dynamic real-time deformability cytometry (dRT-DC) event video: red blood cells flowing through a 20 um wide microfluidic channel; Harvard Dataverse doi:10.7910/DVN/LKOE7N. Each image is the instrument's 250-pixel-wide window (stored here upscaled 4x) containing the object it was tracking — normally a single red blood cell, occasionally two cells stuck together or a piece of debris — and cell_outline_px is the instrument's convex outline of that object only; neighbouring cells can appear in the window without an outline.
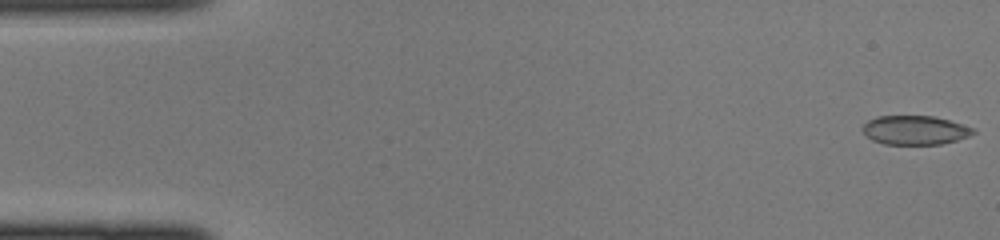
{"species": "common noctule bat (a hibernating species)", "species_latin": "Nyctalus noctula", "temperature_condition": "cold", "stored_images_in_passage": 44, "camera_frame_rate_fps": 3000, "um_per_image_px": 0.085, "animal": {"sex": "female", "body_mass_g": 22.0, "forearm_length_mm": 56.7}, "frame": {"image": 1, "passage_image": 1, "time_ms": 0.0, "image_size_px": [1000, 240], "cell_outline_px": [[976, 132], [968, 136], [956, 140], [940, 144], [884, 144], [872, 140], [864, 132], [864, 124], [868, 120], [876, 116], [936, 116], [976, 128]], "centroid_in_image_um": [77.81, 11.05], "position_along_channel_um": 7.2, "area_um2": 18.67}}
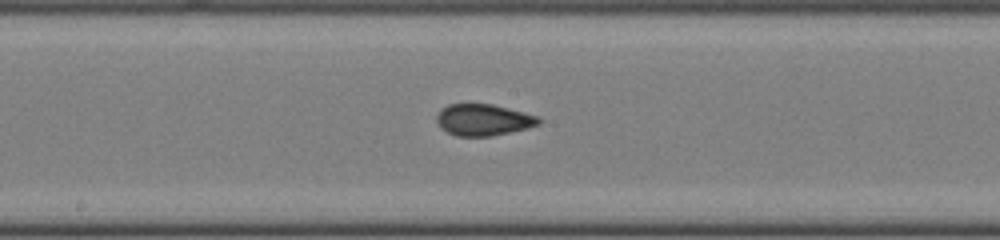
{"frame": {"image": 2, "passage_image": 23, "time_ms": 7.333, "image_size_px": [1000, 240], "cell_outline_px": [[544, 120], [540, 124], [528, 128], [492, 136], [456, 136], [440, 128], [436, 120], [436, 116], [440, 108], [448, 104], [492, 104], [540, 116]], "centroid_in_image_um": [41.1, 10.18], "position_along_channel_um": 207.1, "area_um2": 19.02}}
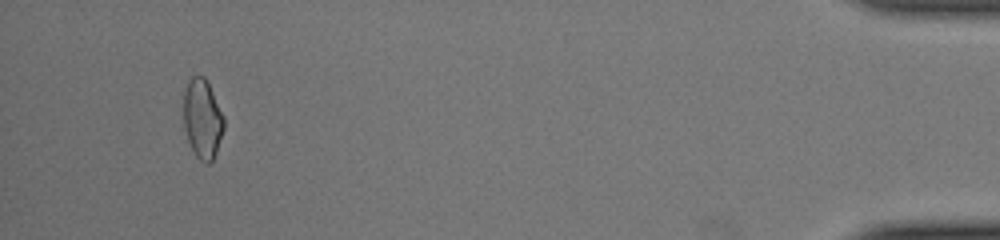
{"frame": {"image": 3, "passage_image": 42, "time_ms": 13.667, "image_size_px": [1000, 240], "cell_outline_px": [[224, 128], [216, 152], [212, 160], [208, 164], [200, 160], [196, 156], [188, 140], [180, 116], [184, 88], [188, 80], [192, 76], [204, 76], [208, 80], [224, 116]], "centroid_in_image_um": [17.16, 10.03], "position_along_channel_um": 418.0, "area_um2": 19.36}}